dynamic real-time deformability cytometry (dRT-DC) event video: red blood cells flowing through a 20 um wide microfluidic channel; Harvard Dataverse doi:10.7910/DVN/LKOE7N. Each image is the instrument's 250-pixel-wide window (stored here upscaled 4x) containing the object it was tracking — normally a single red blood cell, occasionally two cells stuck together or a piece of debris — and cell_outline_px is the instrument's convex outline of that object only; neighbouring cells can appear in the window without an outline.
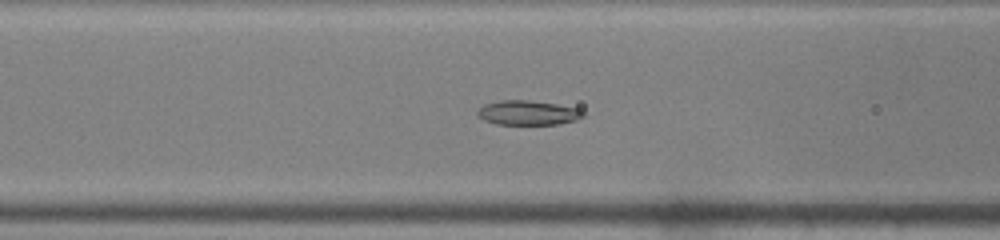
{"species": "common noctule bat (a hibernating species)", "species_latin": "Nyctalus noctula", "temperature_condition": "warm", "stored_images_in_passage": 48, "camera_frame_rate_fps": 3000, "um_per_image_px": 0.085, "animal": {"sex": "male", "body_mass_g": 19.0, "forearm_length_mm": 50.8}, "frame": {"image": 1, "passage_image": 20, "time_ms": 6.333, "image_size_px": [1000, 240], "cell_outline_px": [[584, 116], [576, 120], [560, 124], [496, 124], [484, 120], [476, 116], [476, 112], [484, 104], [504, 100], [528, 100], [556, 104], [580, 108], [584, 112]], "centroid_in_image_um": [44.88, 9.59], "position_along_channel_um": 121.7, "area_um2": 15.14}}
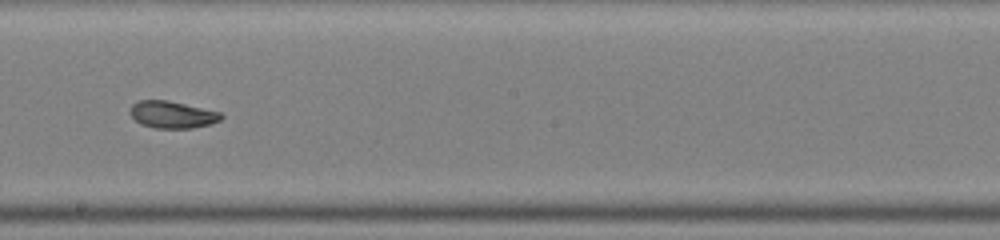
{"frame": {"image": 2, "passage_image": 28, "time_ms": 9.0, "image_size_px": [1000, 240], "cell_outline_px": [[224, 116], [220, 120], [212, 124], [192, 128], [156, 128], [140, 124], [132, 116], [132, 104], [140, 100], [168, 100], [220, 112]], "centroid_in_image_um": [14.68, 9.75], "position_along_channel_um": 233.5, "area_um2": 14.22}}
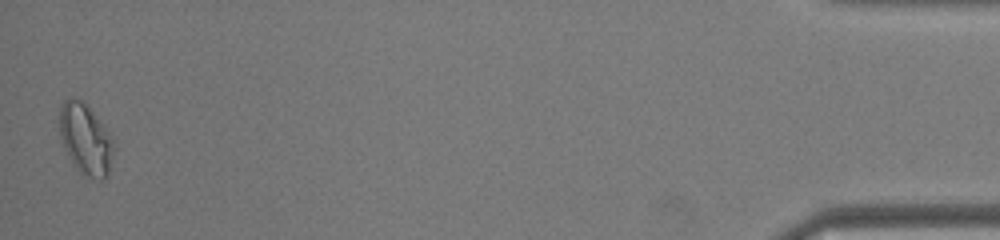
{"frame": {"image": 3, "passage_image": 48, "time_ms": 15.667, "image_size_px": [1000, 240], "cell_outline_px": [[112, 152], [108, 176], [104, 180], [100, 180], [88, 176], [80, 172], [72, 164], [60, 140], [60, 108], [64, 100], [80, 100], [92, 112], [112, 136]], "centroid_in_image_um": [7.25, 11.89], "position_along_channel_um": 427.9, "area_um2": 21.79}, "authors_computed_cell_mechanics": {"area_um2": 16.4152, "velocity_mm_per_s": 4.2118, "shape_relaxation_time_tau1_ms": 6.1559, "shape_relaxation_time_tau2_ms": 1.3017, "deformation_change_tau1": 0.1579, "deformation_change_tau2": 0.0572}}